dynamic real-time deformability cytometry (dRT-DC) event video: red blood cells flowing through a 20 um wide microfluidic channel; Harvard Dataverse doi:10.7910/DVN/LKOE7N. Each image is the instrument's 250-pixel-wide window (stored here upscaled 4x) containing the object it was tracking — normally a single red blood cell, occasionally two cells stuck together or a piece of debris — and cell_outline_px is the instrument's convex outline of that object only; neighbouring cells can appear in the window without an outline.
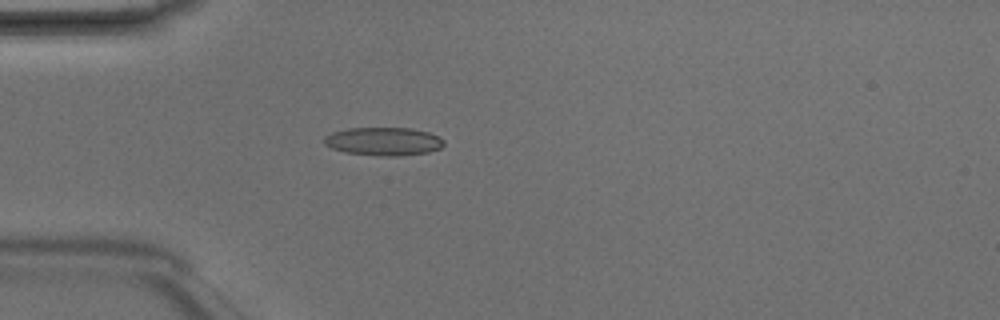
{"species": "Egyptian fruit bat (a non-hibernating species)", "species_latin": "Rousettus aegyptiacus", "temperature_condition": "room temperature", "stored_images_in_passage": 3, "camera_frame_rate_fps": 3000, "um_per_image_px": 0.085, "animal": {"sex": "male"}, "frame": {"image": 1, "passage_image": 3, "time_ms": 0.667, "image_size_px": [1000, 320], "cell_outline_px": [[444, 144], [440, 148], [428, 152], [400, 156], [380, 156], [344, 152], [332, 148], [324, 144], [324, 136], [332, 132], [348, 128], [412, 128], [428, 132], [440, 136], [444, 140]], "centroid_in_image_um": [32.61, 12.01], "position_along_channel_um": 52.4, "area_um2": 19.83}}